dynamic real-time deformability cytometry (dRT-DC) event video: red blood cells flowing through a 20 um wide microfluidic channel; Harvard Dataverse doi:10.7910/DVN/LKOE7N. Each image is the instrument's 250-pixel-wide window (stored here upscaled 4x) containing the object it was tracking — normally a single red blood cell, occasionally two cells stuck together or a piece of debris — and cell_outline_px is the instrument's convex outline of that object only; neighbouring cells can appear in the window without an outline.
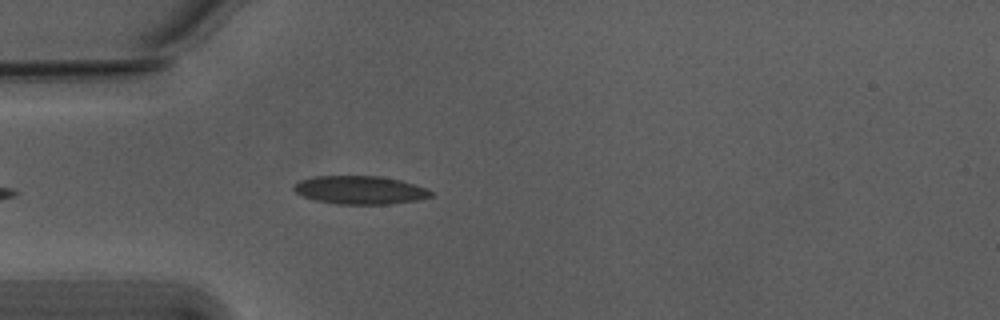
{"species": "Egyptian fruit bat (a non-hibernating species)", "species_latin": "Rousettus aegyptiacus", "temperature_condition": "warm", "stored_images_in_passage": 36, "camera_frame_rate_fps": 3000, "um_per_image_px": 0.085, "animal": {"sex": "male"}, "frame": {"image": 1, "passage_image": 5, "time_ms": 1.333, "image_size_px": [1000, 320], "cell_outline_px": [[432, 196], [416, 200], [392, 204], [336, 204], [316, 200], [304, 196], [296, 192], [292, 188], [292, 184], [300, 180], [312, 176], [380, 176], [400, 180], [424, 188], [432, 192]], "centroid_in_image_um": [30.55, 16.15], "position_along_channel_um": 54.5, "area_um2": 22.48}}
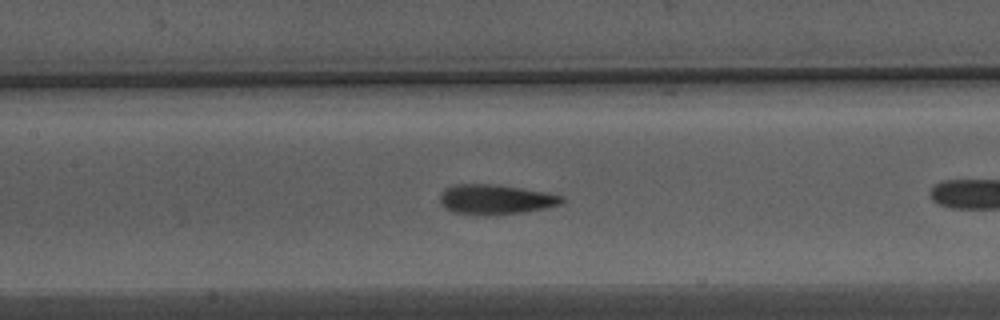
{"frame": {"image": 2, "passage_image": 11, "time_ms": 3.333, "image_size_px": [1000, 320], "cell_outline_px": [[564, 204], [544, 208], [520, 212], [488, 216], [468, 216], [452, 212], [444, 208], [440, 200], [440, 192], [444, 188], [452, 184], [500, 184], [548, 192], [564, 196]], "centroid_in_image_um": [42.09, 16.95], "position_along_channel_um": 165.3, "area_um2": 21.96}}
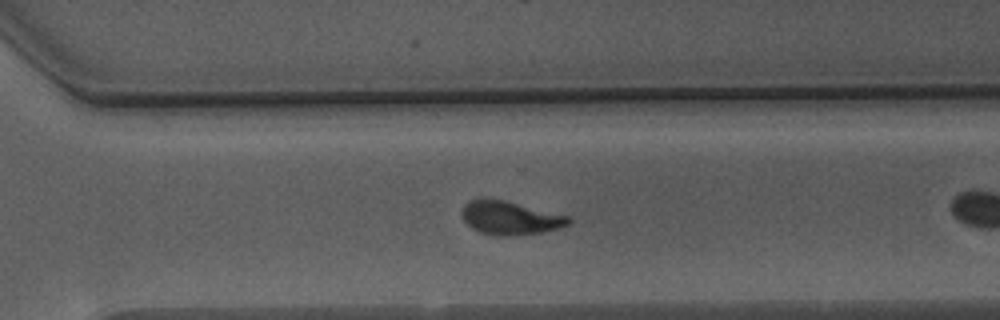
{"frame": {"image": 3, "passage_image": 24, "time_ms": 7.667, "image_size_px": [1000, 320], "cell_outline_px": [[572, 220], [568, 224], [560, 228], [540, 232], [512, 236], [500, 236], [484, 232], [472, 228], [464, 220], [464, 204], [468, 200], [484, 196], [504, 200], [568, 216]], "centroid_in_image_um": [43.35, 18.49], "position_along_channel_um": 327.3, "area_um2": 20.63}, "authors_computed_cell_mechanics": {"area_um2": 20.9525, "velocity_mm_per_s": 3.7484, "shape_relaxation_time_tau1_ms": 3.6081, "shape_relaxation_time_tau2_ms": 0.7429, "deformation_change_tau1": 0.156, "deformation_change_tau2": 0.0631}}